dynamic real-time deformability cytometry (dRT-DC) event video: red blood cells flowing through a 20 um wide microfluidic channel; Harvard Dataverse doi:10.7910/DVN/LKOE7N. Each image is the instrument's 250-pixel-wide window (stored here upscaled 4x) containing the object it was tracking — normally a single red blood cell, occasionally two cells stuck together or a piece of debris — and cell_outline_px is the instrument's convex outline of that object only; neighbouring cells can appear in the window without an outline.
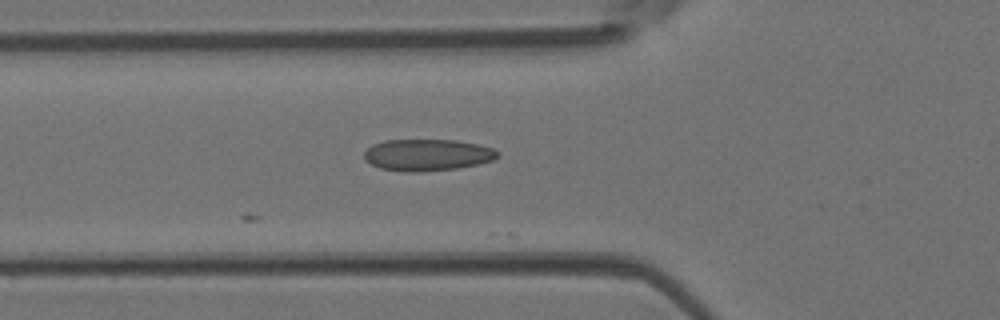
{"species": "Egyptian fruit bat (a non-hibernating species)", "species_latin": "Rousettus aegyptiacus", "temperature_condition": "room temperature", "stored_images_in_passage": 3, "camera_frame_rate_fps": 3000, "um_per_image_px": 0.085, "animal": {"sex": "female"}, "frame": {"image": 1, "passage_image": 3, "time_ms": 0.667, "image_size_px": [1000, 320], "cell_outline_px": [[500, 152], [492, 160], [480, 164], [456, 168], [420, 172], [408, 172], [380, 168], [364, 160], [364, 152], [372, 144], [384, 140], [456, 140], [476, 144], [492, 148]], "centroid_in_image_um": [36.3, 13.17], "position_along_channel_um": 89.5, "area_um2": 24.57}}